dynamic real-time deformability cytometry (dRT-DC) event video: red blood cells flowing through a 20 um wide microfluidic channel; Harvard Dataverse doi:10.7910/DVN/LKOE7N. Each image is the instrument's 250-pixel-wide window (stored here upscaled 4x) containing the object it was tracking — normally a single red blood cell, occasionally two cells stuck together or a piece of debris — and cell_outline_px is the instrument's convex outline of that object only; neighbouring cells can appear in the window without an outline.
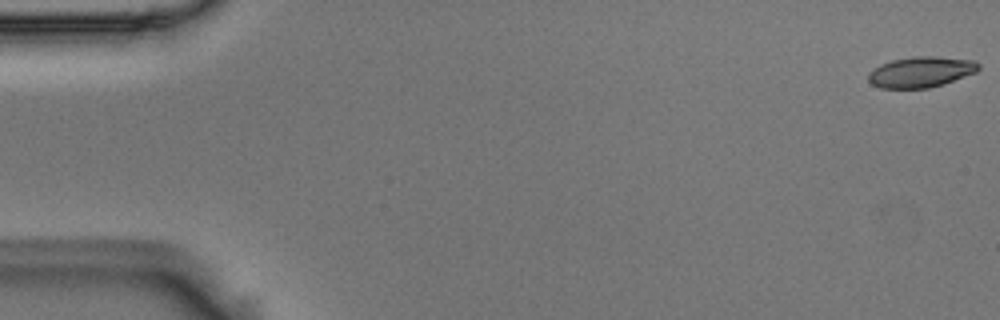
{"species": "Egyptian fruit bat (a non-hibernating species)", "species_latin": "Rousettus aegyptiacus", "temperature_condition": "room temperature", "stored_images_in_passage": 55, "camera_frame_rate_fps": 3000, "um_per_image_px": 0.085, "animal": {"sex": "male"}, "frame": {"image": 1, "passage_image": 1, "time_ms": 0.0, "image_size_px": [1000, 320], "cell_outline_px": [[980, 68], [976, 72], [944, 84], [928, 88], [880, 88], [872, 84], [868, 80], [868, 72], [872, 68], [880, 64], [892, 60], [912, 56], [940, 56], [976, 60], [980, 64]], "centroid_in_image_um": [78.29, 6.1], "position_along_channel_um": 6.7, "area_um2": 20.06}}
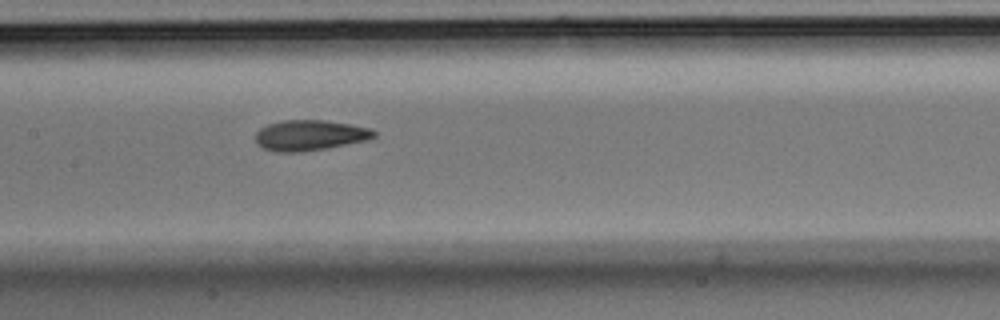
{"frame": {"image": 2, "passage_image": 27, "time_ms": 8.667, "image_size_px": [1000, 320], "cell_outline_px": [[376, 136], [368, 140], [328, 148], [300, 152], [276, 152], [264, 148], [256, 144], [256, 132], [260, 128], [268, 124], [284, 120], [324, 120], [348, 124], [368, 128], [376, 132]], "centroid_in_image_um": [26.32, 11.51], "position_along_channel_um": 181.1, "area_um2": 21.04}}
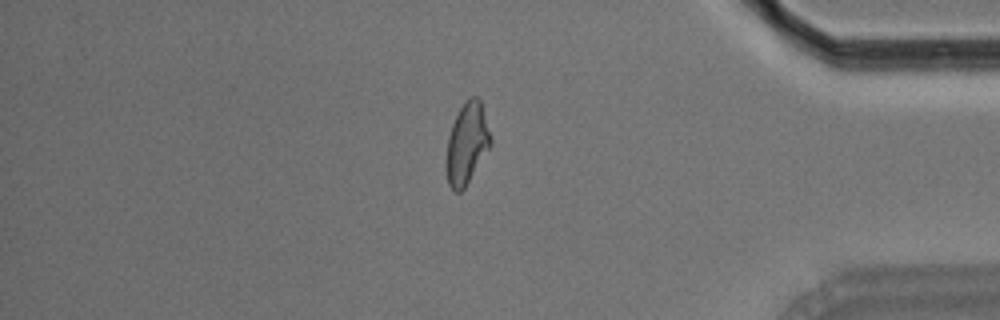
{"frame": {"image": 3, "passage_image": 47, "time_ms": 15.333, "image_size_px": [1000, 320], "cell_outline_px": [[492, 144], [464, 188], [460, 192], [456, 192], [448, 184], [444, 168], [444, 164], [448, 136], [452, 124], [460, 108], [472, 96], [476, 96], [480, 100], [492, 140]], "centroid_in_image_um": [39.65, 12.24], "position_along_channel_um": 395.5, "area_um2": 20.92}, "authors_computed_cell_mechanics": {"area_um2": 20.6924, "velocity_mm_per_s": 3.6614, "shape_relaxation_time_tau1_ms": null, "shape_relaxation_time_tau2_ms": 2.3779, "deformation_change_tau1": null, "deformation_change_tau2": 0.0865}}